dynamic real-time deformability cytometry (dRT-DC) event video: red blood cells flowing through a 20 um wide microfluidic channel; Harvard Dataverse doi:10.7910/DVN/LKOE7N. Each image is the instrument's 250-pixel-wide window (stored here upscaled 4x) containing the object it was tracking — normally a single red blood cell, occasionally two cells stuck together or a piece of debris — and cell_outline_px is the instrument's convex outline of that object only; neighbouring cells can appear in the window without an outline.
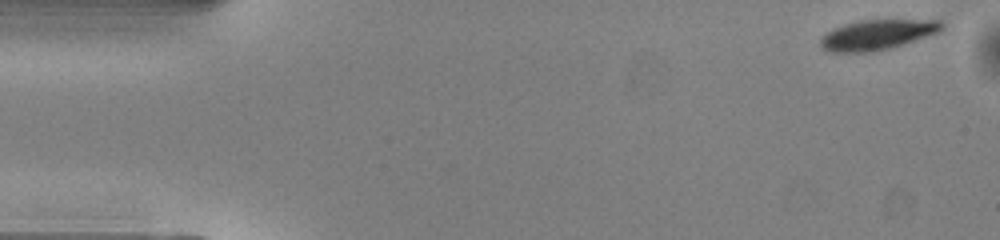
{"species": "common noctule bat (a hibernating species)", "species_latin": "Nyctalus noctula", "temperature_condition": "warm", "stored_images_in_passage": 41, "camera_frame_rate_fps": 3000, "um_per_image_px": 0.085, "animal": {"sex": "male", "body_mass_g": 13.0, "forearm_length_mm": 53.1}, "frame": {"image": 1, "passage_image": 1, "time_ms": 0.0, "image_size_px": [1000, 240], "cell_outline_px": [[944, 24], [936, 32], [904, 44], [892, 48], [872, 52], [832, 52], [824, 48], [820, 44], [820, 40], [832, 28], [844, 24], [860, 20], [940, 20]], "centroid_in_image_um": [74.53, 2.95], "position_along_channel_um": 10.5, "area_um2": 20.92}}
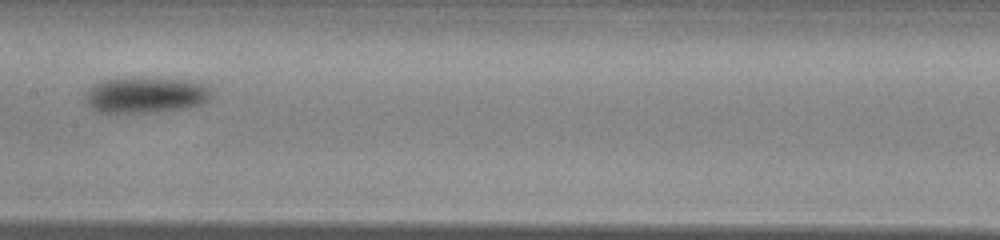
{"frame": {"image": 2, "passage_image": 24, "time_ms": 7.667, "image_size_px": [1000, 240], "cell_outline_px": [[212, 96], [208, 100], [192, 108], [156, 112], [96, 112], [88, 104], [88, 88], [92, 84], [100, 80], [132, 76], [144, 76], [188, 80], [204, 84], [208, 88]], "centroid_in_image_um": [12.4, 8.04], "position_along_channel_um": 195.0, "area_um2": 26.99}}
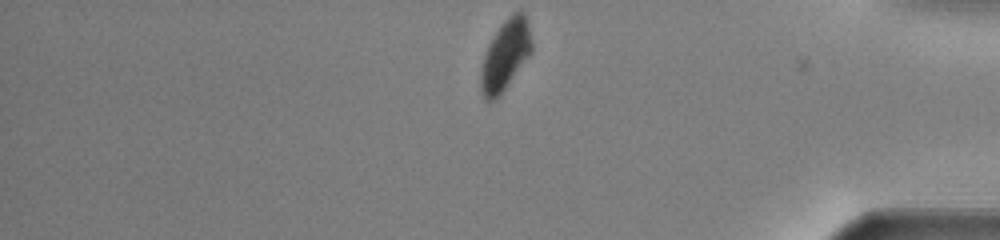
{"frame": {"image": 3, "passage_image": 41, "time_ms": 13.333, "image_size_px": [1000, 240], "cell_outline_px": [[532, 52], [500, 96], [496, 100], [484, 100], [480, 88], [480, 72], [484, 56], [496, 32], [504, 20], [508, 16], [516, 12], [524, 12], [528, 24], [532, 44]], "centroid_in_image_um": [42.95, 4.74], "position_along_channel_um": 392.2, "area_um2": 20.63}, "authors_computed_cell_mechanics": {"area_um2": 24.3338, "velocity_mm_per_s": 4.0259, "shape_relaxation_time_tau1_ms": 1.4232, "shape_relaxation_time_tau2_ms": null, "deformation_change_tau1": 0.1028, "deformation_change_tau2": null}}